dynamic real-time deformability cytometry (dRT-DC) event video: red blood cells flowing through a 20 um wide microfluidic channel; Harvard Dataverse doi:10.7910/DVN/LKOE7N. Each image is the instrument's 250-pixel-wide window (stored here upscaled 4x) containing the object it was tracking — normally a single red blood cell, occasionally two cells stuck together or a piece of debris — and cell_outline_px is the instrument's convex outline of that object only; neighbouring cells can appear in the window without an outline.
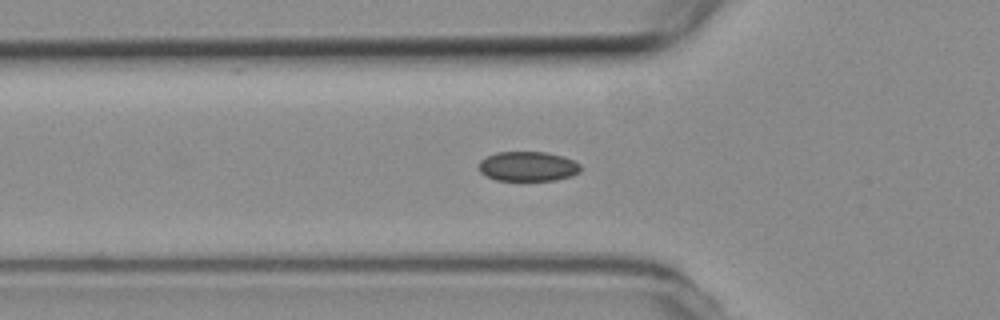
{"species": "common noctule bat (a hibernating species)", "species_latin": "Nyctalus noctula", "temperature_condition": "room temperature", "stored_images_in_passage": 42, "camera_frame_rate_fps": 3000, "um_per_image_px": 0.085, "animal": {"sex": "female", "body_mass_g": 19.3, "forearm_length_mm": 54.1}, "frame": {"image": 1, "passage_image": 13, "time_ms": 4.0, "image_size_px": [1000, 320], "cell_outline_px": [[580, 172], [572, 176], [556, 180], [496, 180], [480, 172], [480, 160], [496, 152], [544, 152], [564, 156], [580, 164]], "centroid_in_image_um": [44.9, 14.14], "position_along_channel_um": 80.9, "area_um2": 17.51}}
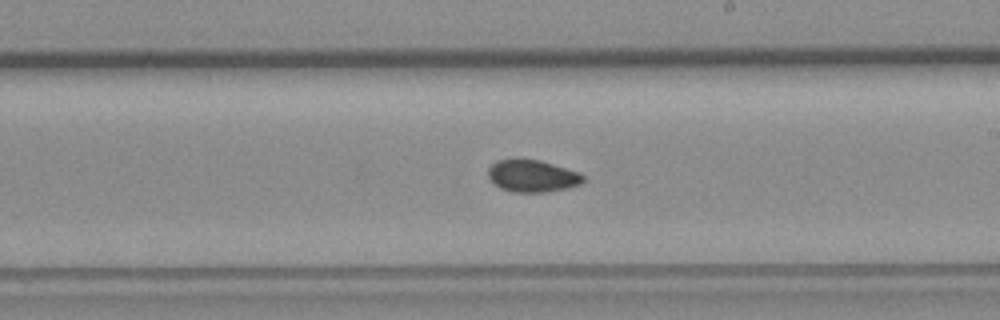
{"frame": {"image": 2, "passage_image": 26, "time_ms": 8.333, "image_size_px": [1000, 320], "cell_outline_px": [[584, 180], [580, 184], [568, 188], [544, 192], [512, 192], [500, 188], [488, 176], [488, 168], [496, 160], [540, 160], [580, 172], [584, 176]], "centroid_in_image_um": [45.27, 14.96], "position_along_channel_um": 243.7, "area_um2": 17.63}}
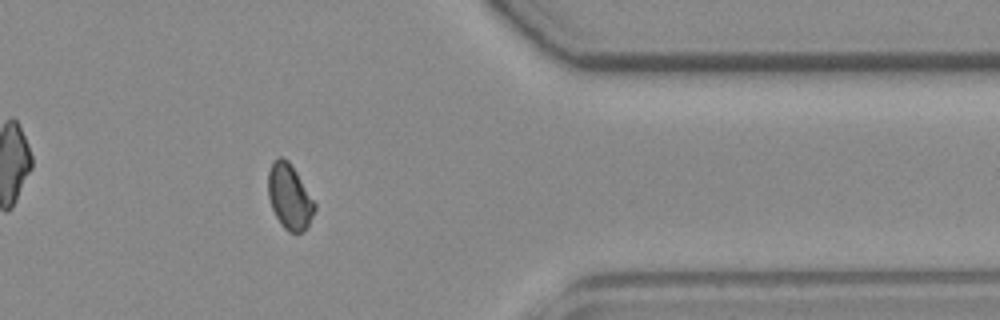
{"frame": {"image": 3, "passage_image": 39, "time_ms": 12.667, "image_size_px": [1000, 320], "cell_outline_px": [[316, 208], [308, 224], [300, 232], [288, 232], [280, 224], [272, 208], [268, 196], [268, 172], [272, 160], [280, 156], [288, 160], [296, 172], [316, 204]], "centroid_in_image_um": [24.58, 16.69], "position_along_channel_um": 386.8, "area_um2": 17.46}, "authors_computed_cell_mechanics": {"area_um2": 18.2359, "velocity_mm_per_s": 3.7417, "shape_relaxation_time_tau1_ms": null, "shape_relaxation_time_tau2_ms": 4.2517, "deformation_change_tau1": null, "deformation_change_tau2": 0.0584}}